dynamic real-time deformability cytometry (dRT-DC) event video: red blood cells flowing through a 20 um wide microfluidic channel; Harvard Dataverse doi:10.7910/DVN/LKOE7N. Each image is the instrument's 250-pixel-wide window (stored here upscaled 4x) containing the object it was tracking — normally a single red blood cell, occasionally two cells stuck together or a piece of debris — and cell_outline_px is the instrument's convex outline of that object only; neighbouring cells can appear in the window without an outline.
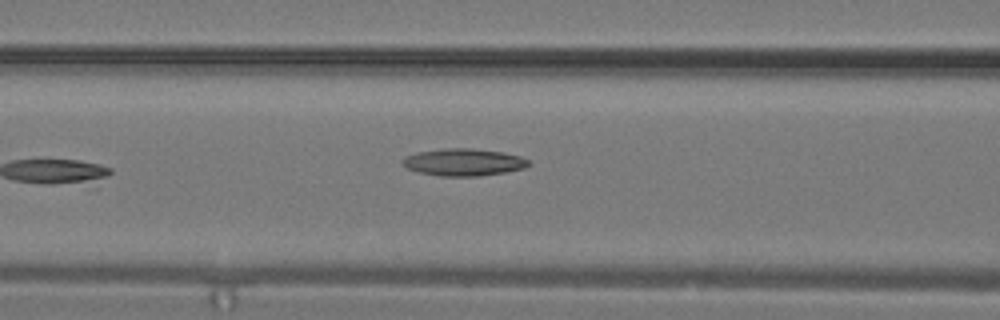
{"species": "common noctule bat (a hibernating species)", "species_latin": "Nyctalus noctula", "temperature_condition": "warm", "stored_images_in_passage": 5, "camera_frame_rate_fps": 3000, "um_per_image_px": 0.085, "animal": {"sex": "male", "body_mass_g": 19.2, "forearm_length_mm": 51.8}, "frame": {"image": 1, "passage_image": 5, "time_ms": 1.333, "image_size_px": [1000, 320], "cell_outline_px": [[532, 164], [524, 168], [504, 172], [480, 176], [440, 176], [420, 172], [408, 168], [404, 164], [404, 156], [416, 152], [448, 148], [472, 148], [504, 152], [520, 156], [528, 160]], "centroid_in_image_um": [39.45, 13.78], "position_along_channel_um": 127.2, "area_um2": 19.88}}